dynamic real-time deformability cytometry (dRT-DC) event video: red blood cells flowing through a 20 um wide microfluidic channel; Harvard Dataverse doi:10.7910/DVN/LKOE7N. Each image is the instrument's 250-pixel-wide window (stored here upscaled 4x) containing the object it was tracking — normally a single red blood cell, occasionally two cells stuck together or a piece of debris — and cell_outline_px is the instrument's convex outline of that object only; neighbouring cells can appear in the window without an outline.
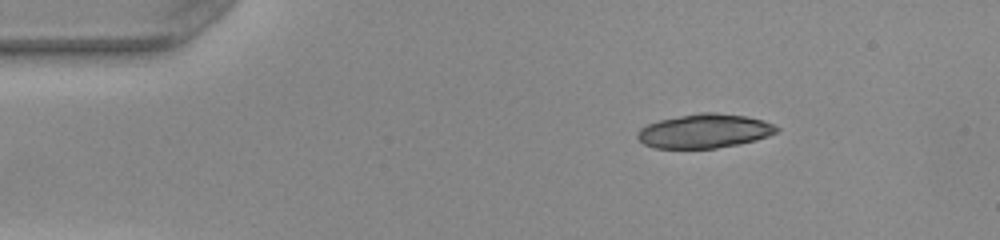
{"species": "common noctule bat (a hibernating species)", "species_latin": "Nyctalus noctula", "temperature_condition": "warm", "stored_images_in_passage": 43, "camera_frame_rate_fps": 3000, "um_per_image_px": 0.085, "animal": {"sex": "female", "body_mass_g": 22.0, "forearm_length_mm": 56.7}, "frame": {"image": 1, "passage_image": 1, "time_ms": 0.0, "image_size_px": [1000, 240], "cell_outline_px": [[780, 128], [776, 132], [768, 136], [756, 140], [740, 144], [716, 148], [652, 148], [644, 144], [636, 136], [640, 128], [648, 124], [660, 120], [700, 112], [716, 112], [748, 116], [764, 120]], "centroid_in_image_um": [59.9, 11.13], "position_along_channel_um": 25.1, "area_um2": 27.69}}
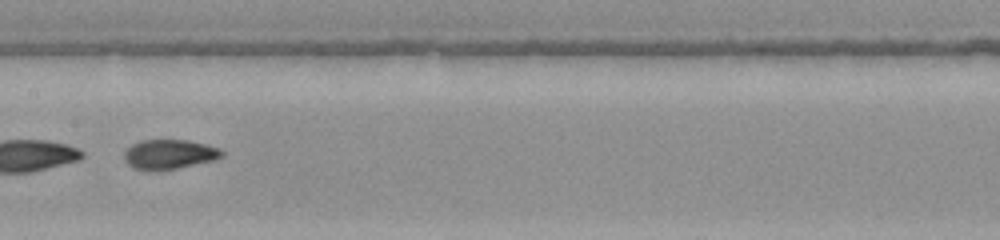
{"frame": {"image": 2, "passage_image": 19, "time_ms": 6.0, "image_size_px": [1000, 240], "cell_outline_px": [[224, 156], [216, 160], [176, 168], [136, 168], [128, 164], [124, 156], [124, 152], [132, 144], [140, 140], [188, 140], [220, 148], [224, 152]], "centroid_in_image_um": [14.46, 13.07], "position_along_channel_um": 192.9, "area_um2": 16.36}}
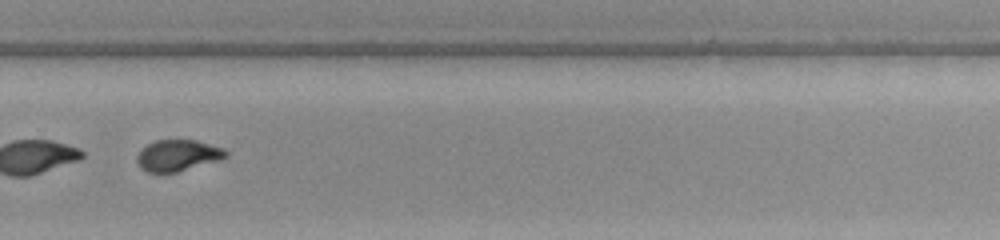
{"frame": {"image": 3, "passage_image": 28, "time_ms": 9.0, "image_size_px": [1000, 240], "cell_outline_px": [[228, 156], [224, 160], [176, 172], [148, 172], [140, 168], [136, 160], [136, 156], [148, 144], [156, 140], [196, 140], [224, 148], [228, 152]], "centroid_in_image_um": [15.17, 13.22], "position_along_channel_um": 314.6, "area_um2": 16.36}, "authors_computed_cell_mechanics": {"area_um2": 17.4556, "velocity_mm_per_s": 4.0673, "shape_relaxation_time_tau1_ms": 4.6126, "shape_relaxation_time_tau2_ms": 1.2087, "deformation_change_tau1": 0.1755, "deformation_change_tau2": 0.0714}}